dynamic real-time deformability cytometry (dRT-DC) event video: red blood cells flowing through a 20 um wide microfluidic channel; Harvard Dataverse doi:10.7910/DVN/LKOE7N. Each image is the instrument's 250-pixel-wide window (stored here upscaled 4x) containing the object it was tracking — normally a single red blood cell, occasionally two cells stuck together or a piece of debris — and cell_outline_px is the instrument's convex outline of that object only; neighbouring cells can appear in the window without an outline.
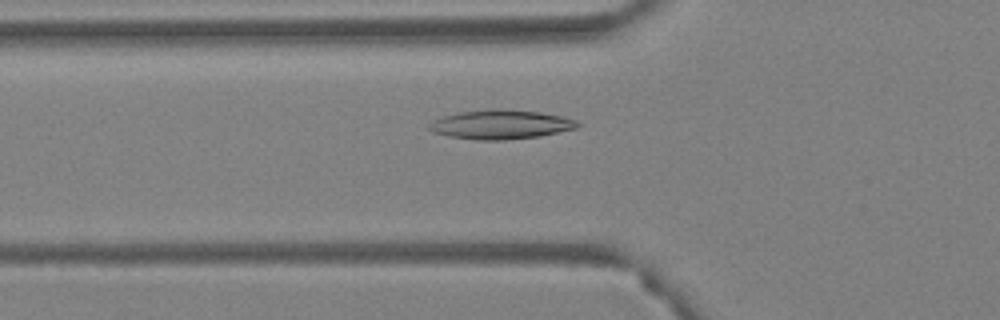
{"species": "Egyptian fruit bat (a non-hibernating species)", "species_latin": "Rousettus aegyptiacus", "temperature_condition": "warm", "stored_images_in_passage": 40, "camera_frame_rate_fps": 3000, "um_per_image_px": 0.085, "animal": {"sex": "female"}, "frame": {"image": 1, "passage_image": 2, "time_ms": 0.333, "image_size_px": [1000, 320], "cell_outline_px": [[580, 128], [540, 136], [504, 140], [476, 140], [448, 136], [432, 132], [428, 128], [428, 124], [432, 120], [444, 116], [460, 112], [496, 108], [500, 108], [540, 112], [560, 116], [576, 120], [580, 124]], "centroid_in_image_um": [42.57, 10.58], "position_along_channel_um": 83.2, "area_um2": 25.43}}
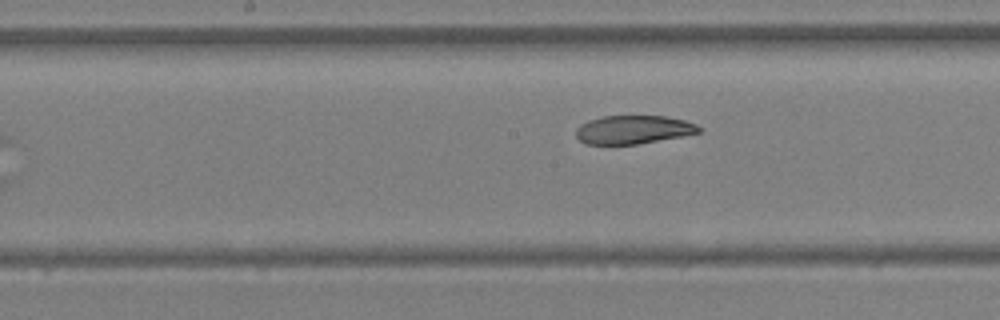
{"frame": {"image": 2, "passage_image": 11, "time_ms": 3.333, "image_size_px": [1000, 320], "cell_outline_px": [[700, 132], [684, 136], [636, 144], [584, 144], [576, 136], [576, 128], [580, 124], [588, 120], [604, 116], [664, 116], [684, 120], [696, 124], [700, 128]], "centroid_in_image_um": [53.81, 11.02], "position_along_channel_um": 194.4, "area_um2": 20.35}}
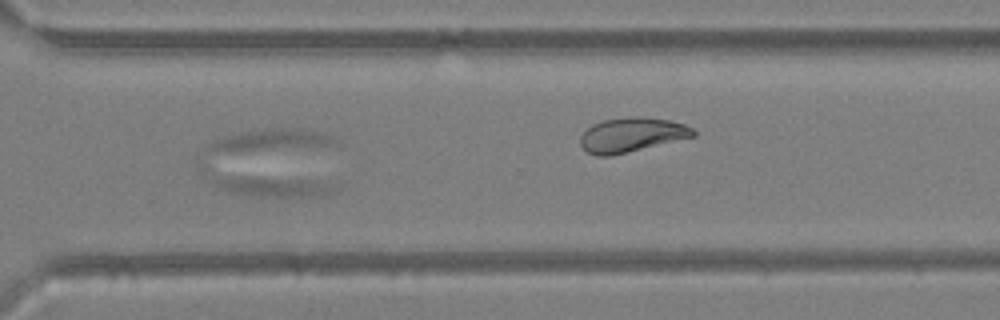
{"frame": {"image": 3, "passage_image": 21, "time_ms": 6.667, "image_size_px": [1000, 320], "cell_outline_px": [[332, 188], [328, 192], [308, 196], [260, 196], [236, 192], [216, 188], [200, 172], [200, 164], [308, 180], [328, 184]], "centroid_in_image_um": [22.18, 15.55], "position_along_channel_um": 348.4, "area_um2": 17.51}}